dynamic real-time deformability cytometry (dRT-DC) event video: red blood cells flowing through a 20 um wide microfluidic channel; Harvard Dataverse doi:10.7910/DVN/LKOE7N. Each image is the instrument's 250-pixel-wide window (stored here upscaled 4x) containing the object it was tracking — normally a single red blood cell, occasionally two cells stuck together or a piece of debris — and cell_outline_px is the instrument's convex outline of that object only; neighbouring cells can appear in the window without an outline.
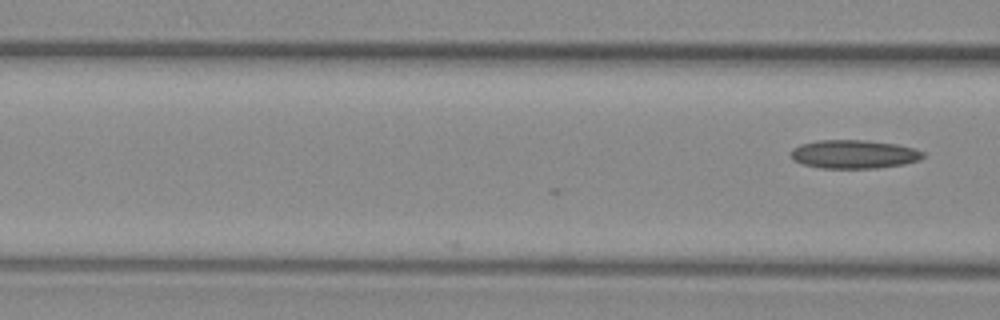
{"species": "common noctule bat (a hibernating species)", "species_latin": "Nyctalus noctula", "temperature_condition": "warm", "stored_images_in_passage": 4, "camera_frame_rate_fps": 3000, "um_per_image_px": 0.085, "animal": {"sex": "female", "body_mass_g": 29.2, "forearm_length_mm": 56.3}, "frame": {"image": 1, "passage_image": 4, "time_ms": 1.0, "image_size_px": [1000, 320], "cell_outline_px": [[924, 156], [920, 160], [904, 164], [876, 168], [820, 168], [800, 164], [792, 160], [792, 148], [800, 144], [816, 140], [864, 140], [896, 144], [916, 148], [924, 152]], "centroid_in_image_um": [72.58, 13.11], "position_along_channel_um": 94.0, "area_um2": 22.2}}